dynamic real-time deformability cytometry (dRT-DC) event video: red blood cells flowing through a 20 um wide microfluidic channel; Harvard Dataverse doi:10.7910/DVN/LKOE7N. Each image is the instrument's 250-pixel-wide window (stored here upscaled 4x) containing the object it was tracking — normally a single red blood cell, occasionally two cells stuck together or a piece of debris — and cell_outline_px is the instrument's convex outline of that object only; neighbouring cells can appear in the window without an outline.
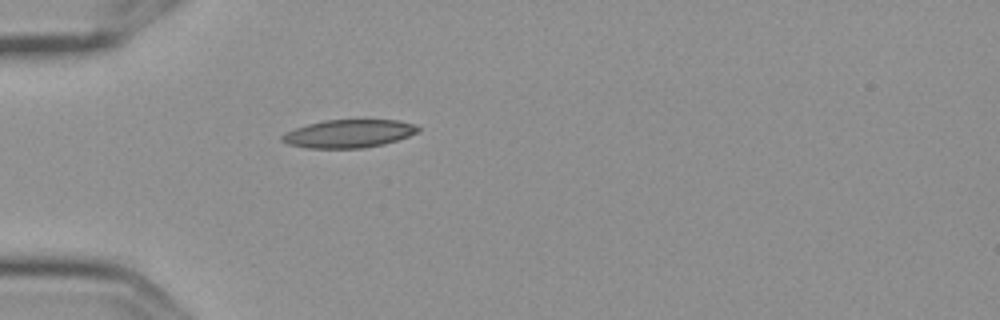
{"species": "Egyptian fruit bat (a non-hibernating species)", "species_latin": "Rousettus aegyptiacus", "temperature_condition": "cold", "stored_images_in_passage": 1, "camera_frame_rate_fps": 3000, "um_per_image_px": 0.085, "frame": {"image": 1, "passage_image": 1, "time_ms": 0.0, "image_size_px": [1000, 320], "cell_outline_px": [[420, 128], [416, 132], [408, 136], [384, 144], [364, 148], [304, 148], [288, 144], [280, 140], [280, 136], [284, 132], [308, 124], [324, 120], [400, 120], [412, 124]], "centroid_in_image_um": [29.58, 11.36], "position_along_channel_um": 55.4, "area_um2": 22.2}}